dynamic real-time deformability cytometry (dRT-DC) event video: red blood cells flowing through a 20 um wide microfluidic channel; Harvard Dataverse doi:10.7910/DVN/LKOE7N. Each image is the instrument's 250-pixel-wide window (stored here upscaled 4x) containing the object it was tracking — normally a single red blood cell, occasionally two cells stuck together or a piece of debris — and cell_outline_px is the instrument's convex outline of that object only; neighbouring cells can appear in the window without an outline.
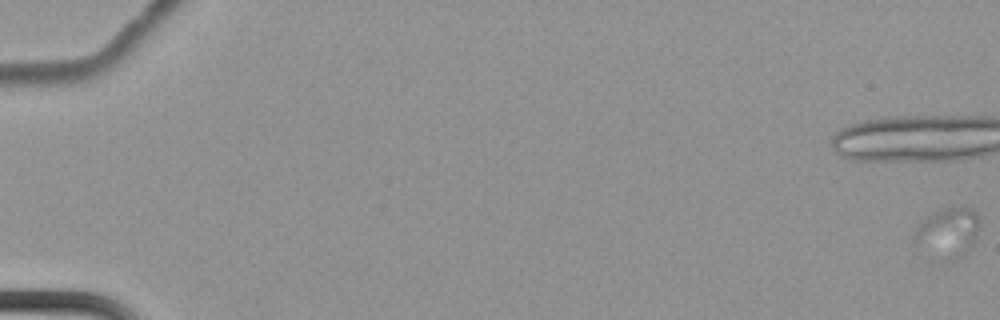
{"species": "common noctule bat (a hibernating species)", "species_latin": "Nyctalus noctula", "temperature_condition": "cold", "stored_images_in_passage": 8, "camera_frame_rate_fps": 3000, "um_per_image_px": 0.085, "animal": {"sex": "female", "body_mass_g": 22.7, "forearm_length_mm": 54.2}, "frame": {"image": 1, "passage_image": 1, "time_ms": 0.0, "image_size_px": [1000, 320], "cell_outline_px": [[980, 224], [976, 236], [972, 244], [964, 256], [948, 264], [916, 244], [916, 228], [924, 216], [940, 208], [972, 208], [980, 216]], "centroid_in_image_um": [80.6, 19.77], "position_along_channel_um": 4.4, "area_um2": 19.13}}